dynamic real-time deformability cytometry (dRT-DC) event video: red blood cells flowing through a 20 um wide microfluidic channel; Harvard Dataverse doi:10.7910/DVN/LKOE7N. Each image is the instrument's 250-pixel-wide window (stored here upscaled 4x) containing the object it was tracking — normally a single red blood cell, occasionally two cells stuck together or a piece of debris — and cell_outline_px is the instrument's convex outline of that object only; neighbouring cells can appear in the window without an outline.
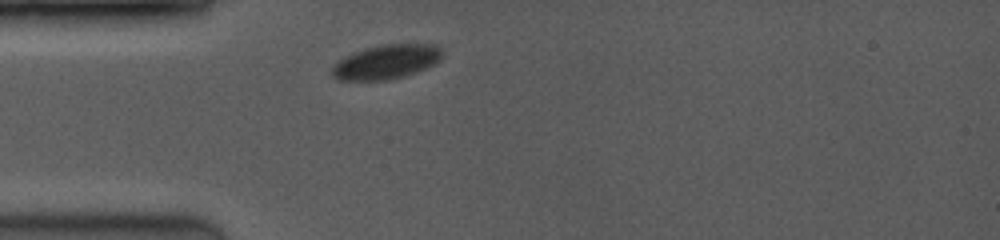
{"species": "common noctule bat (a hibernating species)", "species_latin": "Nyctalus noctula", "temperature_condition": "room temperature", "stored_images_in_passage": 1, "camera_frame_rate_fps": 3500, "um_per_image_px": 0.085, "animal": {"sex": "female", "body_mass_g": 19.0, "forearm_length_mm": 53.3}, "frame": {"image": 1, "passage_image": 1, "time_ms": 0.0, "image_size_px": [1000, 240], "cell_outline_px": [[440, 60], [424, 68], [404, 76], [388, 80], [340, 80], [332, 76], [332, 64], [344, 56], [352, 52], [364, 48], [380, 44], [436, 44], [440, 48]], "centroid_in_image_um": [32.76, 5.25], "position_along_channel_um": 52.2, "area_um2": 21.96}}